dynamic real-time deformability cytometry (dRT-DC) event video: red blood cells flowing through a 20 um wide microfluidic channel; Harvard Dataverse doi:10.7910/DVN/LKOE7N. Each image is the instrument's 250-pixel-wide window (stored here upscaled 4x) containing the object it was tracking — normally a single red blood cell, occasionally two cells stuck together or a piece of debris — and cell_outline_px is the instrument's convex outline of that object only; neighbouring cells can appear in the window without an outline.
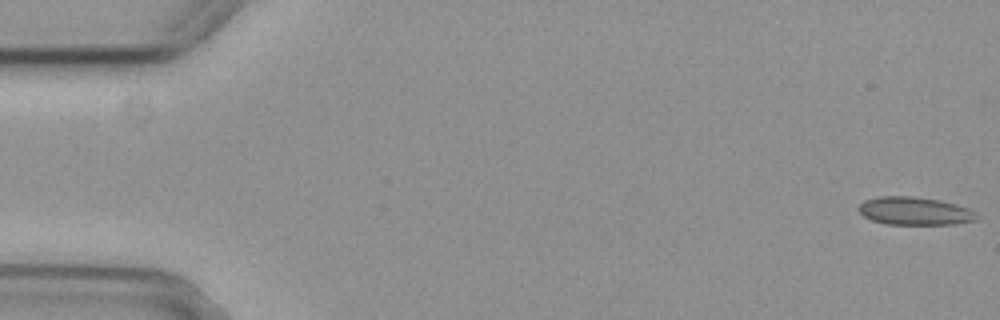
{"species": "common noctule bat (a hibernating species)", "species_latin": "Nyctalus noctula", "temperature_condition": "cold", "stored_images_in_passage": 4, "camera_frame_rate_fps": 3000, "um_per_image_px": 0.085, "animal": {"sex": "female", "body_mass_g": 29.2, "forearm_length_mm": 56.3}, "frame": {"image": 1, "passage_image": 1, "time_ms": 0.0, "image_size_px": [1000, 320], "cell_outline_px": [[980, 216], [976, 220], [956, 224], [884, 224], [872, 220], [864, 216], [860, 212], [860, 204], [864, 200], [880, 196], [912, 196], [940, 200], [956, 204], [968, 208], [976, 212]], "centroid_in_image_um": [77.79, 17.94], "position_along_channel_um": 7.2, "area_um2": 19.31}}
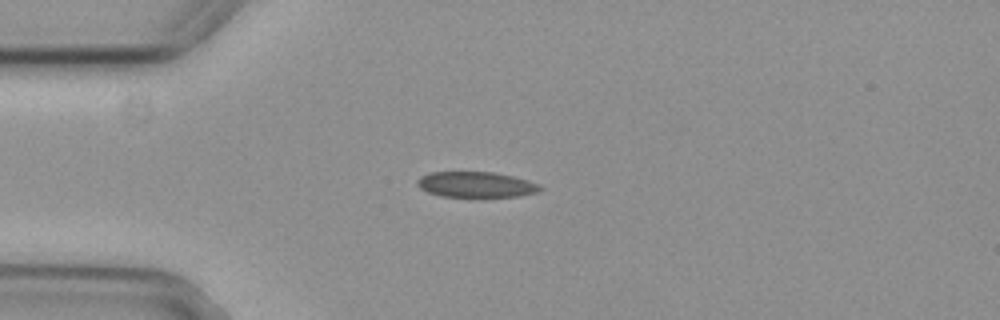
{"frame": {"image": 2, "passage_image": 4, "time_ms": 1.0, "image_size_px": [1000, 320], "cell_outline_px": [[544, 188], [540, 192], [520, 196], [440, 196], [428, 192], [420, 188], [416, 184], [416, 180], [420, 176], [432, 172], [492, 172], [512, 176], [528, 180], [540, 184]], "centroid_in_image_um": [40.49, 15.68], "position_along_channel_um": 44.5, "area_um2": 18.32}}